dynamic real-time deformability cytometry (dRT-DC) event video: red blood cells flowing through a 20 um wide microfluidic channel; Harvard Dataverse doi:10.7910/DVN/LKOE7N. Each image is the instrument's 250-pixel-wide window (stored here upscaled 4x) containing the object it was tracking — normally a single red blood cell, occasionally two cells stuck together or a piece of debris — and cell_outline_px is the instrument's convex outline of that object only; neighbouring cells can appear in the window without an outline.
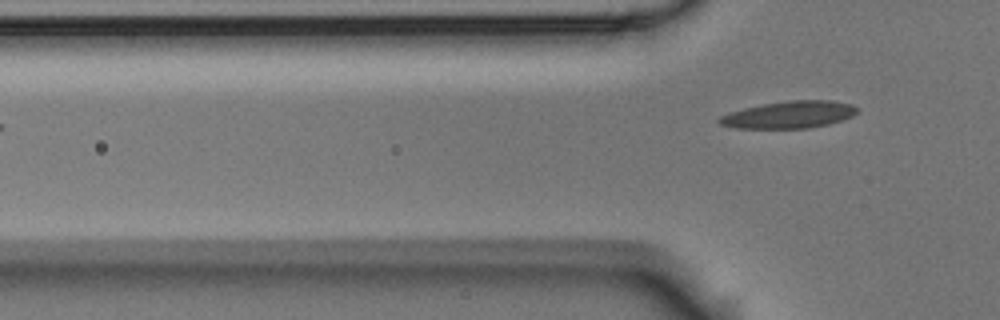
{"species": "Egyptian fruit bat (a non-hibernating species)", "species_latin": "Rousettus aegyptiacus", "temperature_condition": "room temperature", "stored_images_in_passage": 5, "segment_of_instrument_passage": [2, 2], "camera_frame_rate_fps": 3000, "um_per_image_px": 0.085, "animal": {"sex": "male"}, "frame": {"image": 1, "passage_image": 5, "time_ms": 1.333, "image_size_px": [1000, 320], "cell_outline_px": [[856, 112], [852, 116], [828, 124], [808, 128], [736, 128], [720, 124], [716, 120], [720, 116], [744, 108], [764, 104], [788, 100], [832, 100], [852, 104], [856, 108]], "centroid_in_image_um": [67.07, 9.74], "position_along_channel_um": 58.7, "area_um2": 21.56}}